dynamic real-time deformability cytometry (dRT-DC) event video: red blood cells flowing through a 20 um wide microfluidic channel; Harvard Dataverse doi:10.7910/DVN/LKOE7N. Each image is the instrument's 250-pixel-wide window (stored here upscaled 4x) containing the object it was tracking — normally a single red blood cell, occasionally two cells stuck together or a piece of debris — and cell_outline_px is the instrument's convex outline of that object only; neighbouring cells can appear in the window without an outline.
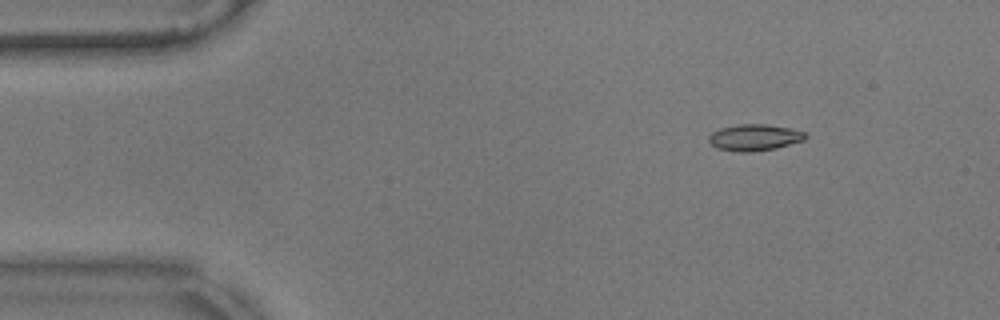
{"species": "common noctule bat (a hibernating species)", "species_latin": "Nyctalus noctula", "temperature_condition": "warm", "stored_images_in_passage": 56, "camera_frame_rate_fps": 3000, "um_per_image_px": 0.085, "animal": {"sex": "male", "body_mass_g": 17.9}, "frame": {"image": 1, "passage_image": 7, "time_ms": 2.0, "image_size_px": [1000, 320], "cell_outline_px": [[808, 136], [804, 140], [776, 148], [752, 152], [736, 152], [716, 148], [708, 140], [708, 136], [712, 132], [720, 128], [736, 124], [768, 124], [808, 132]], "centroid_in_image_um": [64.13, 11.68], "position_along_channel_um": 20.9, "area_um2": 15.09}}
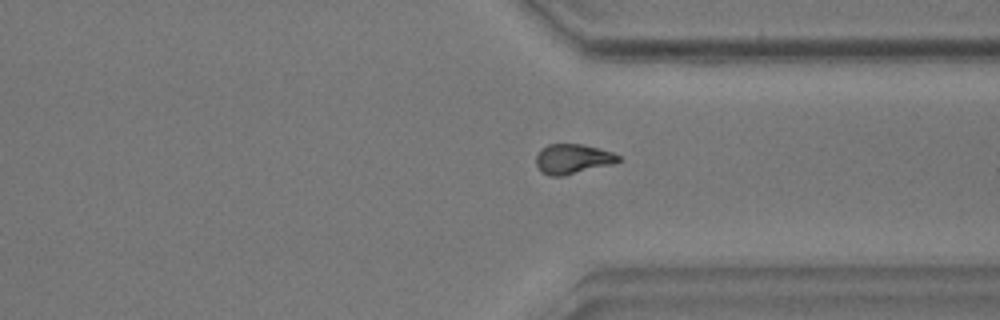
{"frame": {"image": 2, "passage_image": 42, "time_ms": 13.667, "image_size_px": [1000, 320], "cell_outline_px": [[624, 160], [616, 164], [564, 176], [548, 176], [540, 172], [536, 164], [536, 156], [540, 148], [548, 144], [584, 144], [612, 152], [620, 156]], "centroid_in_image_um": [48.71, 13.52], "position_along_channel_um": 362.7, "area_um2": 14.8}}
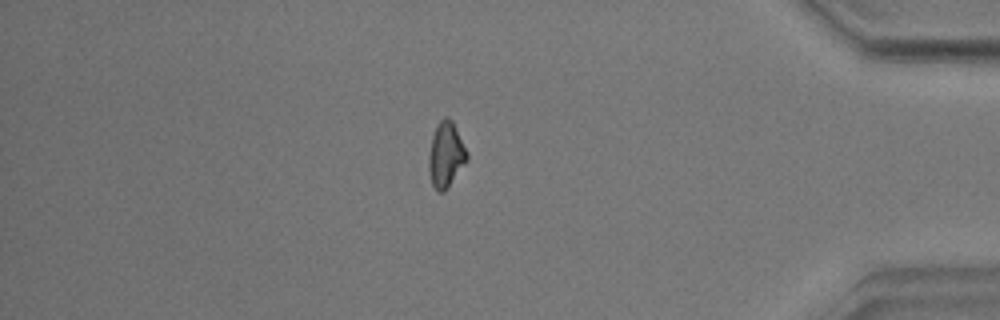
{"frame": {"image": 3, "passage_image": 48, "time_ms": 15.667, "image_size_px": [1000, 320], "cell_outline_px": [[468, 160], [448, 188], [444, 192], [440, 192], [432, 184], [428, 168], [428, 156], [432, 136], [436, 124], [444, 116], [448, 116], [452, 120], [468, 152]], "centroid_in_image_um": [37.91, 13.13], "position_along_channel_um": 397.3, "area_um2": 14.74}, "authors_computed_cell_mechanics": {"area_um2": 14.3922, "velocity_mm_per_s": 3.5586, "shape_relaxation_time_tau1_ms": 6.0789, "shape_relaxation_time_tau2_ms": null, "deformation_change_tau1": 0.1295, "deformation_change_tau2": null}}